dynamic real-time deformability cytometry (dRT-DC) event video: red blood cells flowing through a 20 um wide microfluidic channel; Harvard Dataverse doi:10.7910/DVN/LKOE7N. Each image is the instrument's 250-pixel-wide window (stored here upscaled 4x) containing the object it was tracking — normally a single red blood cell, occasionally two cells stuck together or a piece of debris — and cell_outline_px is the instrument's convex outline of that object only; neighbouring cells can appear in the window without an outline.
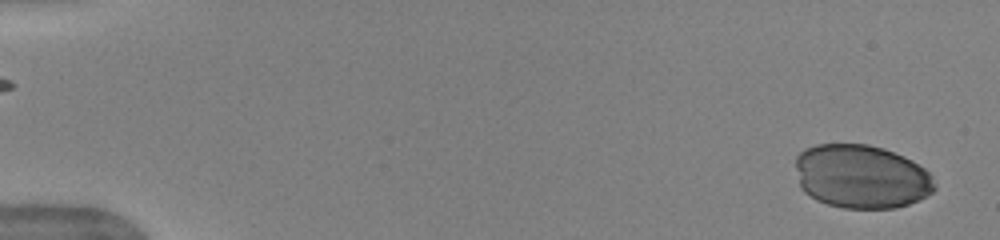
{"species": "human", "species_latin": "Homo sapiens", "temperature_condition": "warm", "stored_images_in_passage": 37, "camera_frame_rate_fps": 3000, "um_per_image_px": 0.085, "donor": {"sex": "female"}, "frame": {"image": 1, "passage_image": 1, "time_ms": 0.0, "image_size_px": [1000, 240], "cell_outline_px": [[936, 188], [932, 192], [908, 204], [896, 208], [844, 208], [828, 204], [816, 200], [804, 192], [800, 188], [796, 168], [796, 156], [804, 148], [816, 144], [868, 144], [884, 148], [904, 156], [912, 160], [924, 168], [932, 176], [936, 184]], "centroid_in_image_um": [73.2, 14.99], "position_along_channel_um": 11.8, "area_um2": 51.9}}
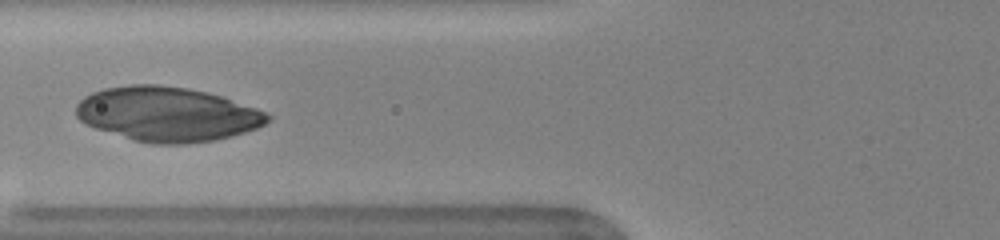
{"frame": {"image": 2, "passage_image": 11, "time_ms": 3.333, "image_size_px": [1000, 240], "cell_outline_px": [[272, 120], [256, 128], [232, 136], [216, 140], [184, 144], [152, 144], [132, 140], [84, 124], [76, 116], [76, 104], [84, 96], [92, 92], [104, 88], [132, 84], [156, 84], [188, 88], [208, 92], [268, 112], [272, 116]], "centroid_in_image_um": [14.21, 9.7], "position_along_channel_um": 111.6, "area_um2": 61.15}}
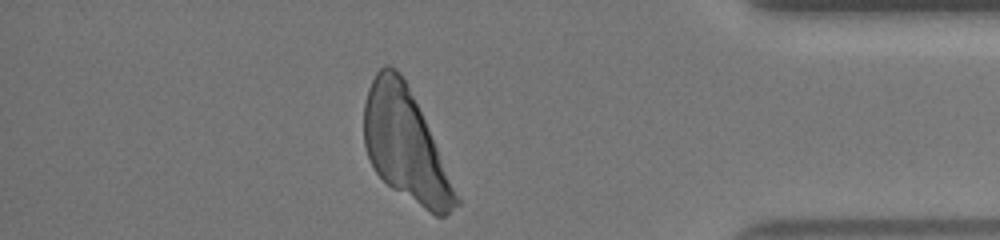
{"frame": {"image": 3, "passage_image": 35, "time_ms": 11.333, "image_size_px": [1000, 240], "cell_outline_px": [[460, 204], [444, 216], [436, 216], [392, 188], [376, 172], [368, 156], [364, 144], [364, 104], [368, 88], [376, 72], [384, 64], [388, 64], [396, 68], [404, 80], [424, 120], [460, 200]], "centroid_in_image_um": [34.42, 12.32], "position_along_channel_um": 400.8, "area_um2": 58.26}}